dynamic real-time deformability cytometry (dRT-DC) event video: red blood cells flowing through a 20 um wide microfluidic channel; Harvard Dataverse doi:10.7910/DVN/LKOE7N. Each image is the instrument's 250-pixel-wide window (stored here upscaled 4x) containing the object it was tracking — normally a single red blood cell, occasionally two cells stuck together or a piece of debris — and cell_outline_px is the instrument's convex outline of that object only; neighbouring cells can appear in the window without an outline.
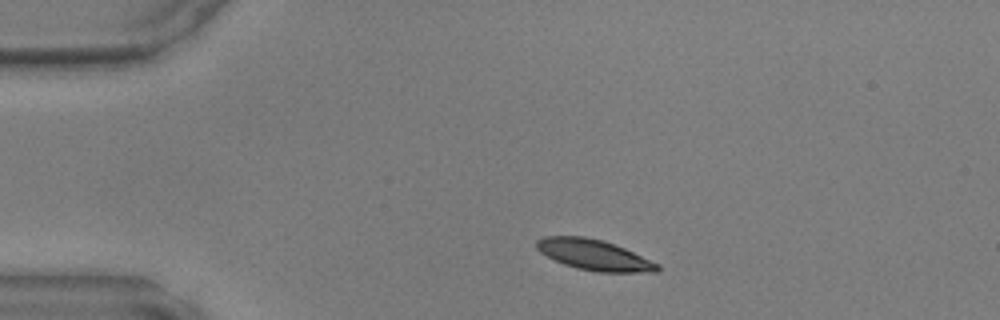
{"species": "common noctule bat (a hibernating species)", "species_latin": "Nyctalus noctula", "temperature_condition": "warm", "stored_images_in_passage": 39, "camera_frame_rate_fps": 3000, "um_per_image_px": 0.085, "animal": {"sex": "male", "body_mass_g": 17.9, "forearm_length_mm": 54.2}, "frame": {"image": 1, "passage_image": 1, "time_ms": 0.0, "image_size_px": [1000, 320], "cell_outline_px": [[660, 268], [656, 272], [600, 272], [576, 268], [564, 264], [540, 252], [536, 248], [536, 240], [544, 236], [584, 236], [604, 240], [624, 248], [660, 264]], "centroid_in_image_um": [50.5, 21.66], "position_along_channel_um": 34.5, "area_um2": 21.5}}
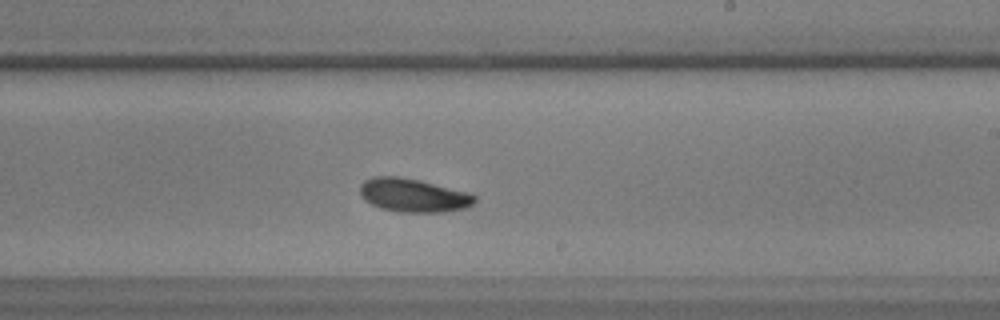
{"frame": {"image": 2, "passage_image": 20, "time_ms": 6.333, "image_size_px": [1000, 320], "cell_outline_px": [[476, 200], [468, 208], [444, 212], [400, 212], [380, 208], [372, 204], [360, 192], [360, 184], [364, 180], [376, 176], [396, 176], [420, 180], [468, 192], [476, 196]], "centroid_in_image_um": [35.17, 16.6], "position_along_channel_um": 253.8, "area_um2": 22.31}}
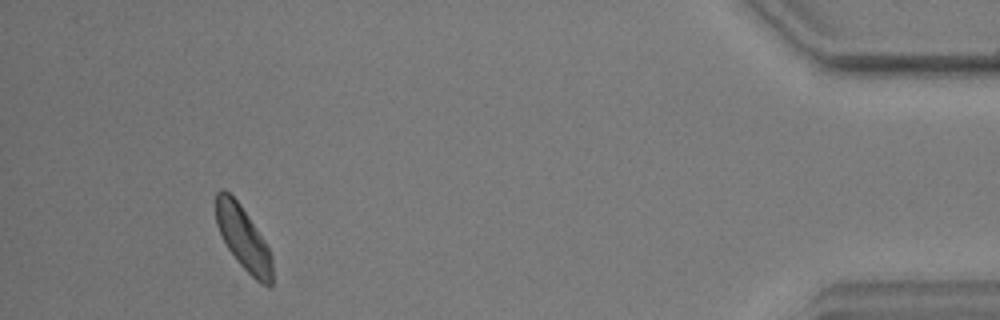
{"frame": {"image": 3, "passage_image": 36, "time_ms": 11.667, "image_size_px": [1000, 320], "cell_outline_px": [[272, 284], [268, 288], [256, 280], [236, 260], [228, 248], [216, 224], [216, 192], [220, 188], [224, 188], [240, 204], [264, 240], [272, 256]], "centroid_in_image_um": [20.68, 20.25], "position_along_channel_um": 414.5, "area_um2": 20.63}}